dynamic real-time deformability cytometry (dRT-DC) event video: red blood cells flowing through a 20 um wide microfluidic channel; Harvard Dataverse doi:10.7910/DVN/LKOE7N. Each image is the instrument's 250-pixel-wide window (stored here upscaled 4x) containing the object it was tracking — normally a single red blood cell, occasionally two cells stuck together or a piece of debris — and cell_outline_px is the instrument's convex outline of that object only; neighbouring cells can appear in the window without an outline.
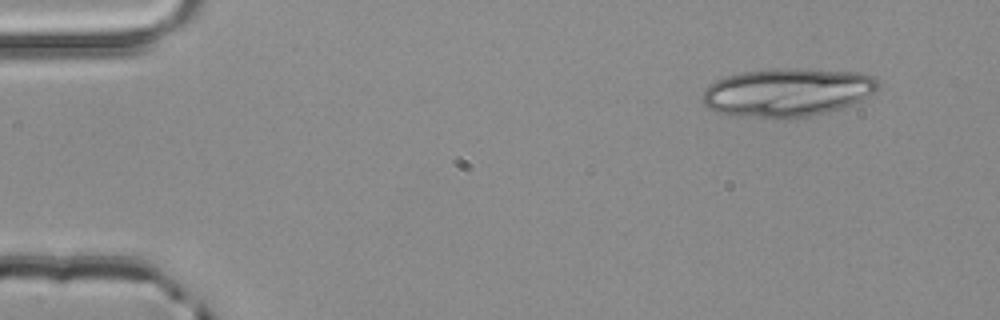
{"species": "common noctule bat (a hibernating species)", "species_latin": "Nyctalus noctula", "temperature_condition": "room temperature", "stored_images_in_passage": 3, "camera_frame_rate_fps": 3000, "um_per_image_px": 0.085, "animal": {"sex": "male", "body_mass_g": 20.4}, "frame": {"image": 1, "passage_image": 1, "time_ms": 0.0, "image_size_px": [1000, 320], "cell_outline_px": [[880, 88], [868, 96], [860, 100], [840, 108], [808, 116], [788, 120], [776, 120], [736, 116], [716, 112], [708, 108], [704, 104], [704, 88], [708, 84], [716, 80], [740, 72], [772, 68], [800, 68], [860, 72], [876, 76], [880, 80]], "centroid_in_image_um": [66.93, 7.85], "position_along_channel_um": 18.1, "area_um2": 50.52}}